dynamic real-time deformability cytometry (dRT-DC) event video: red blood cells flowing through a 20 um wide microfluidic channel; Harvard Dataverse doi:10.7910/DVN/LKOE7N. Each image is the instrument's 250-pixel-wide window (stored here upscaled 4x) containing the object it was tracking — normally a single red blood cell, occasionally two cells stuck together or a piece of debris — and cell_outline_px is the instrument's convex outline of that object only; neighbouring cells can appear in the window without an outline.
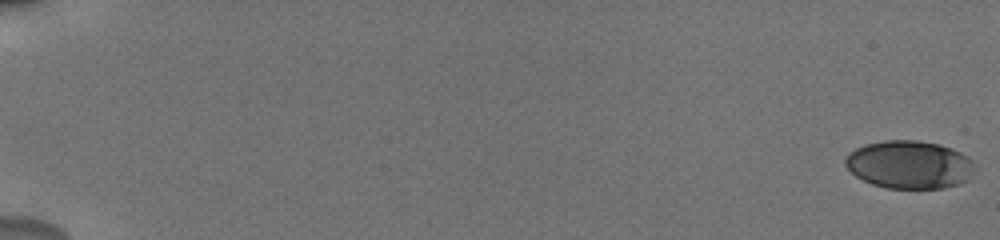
{"species": "human", "species_latin": "Homo sapiens", "temperature_condition": "cold", "stored_images_in_passage": 10, "segment_of_instrument_passage": [1, 2], "camera_frame_rate_fps": 3000, "um_per_image_px": 0.085, "donor": {"sex": "male"}, "frame": {"image": 1, "passage_image": 1, "time_ms": 0.0, "image_size_px": [1000, 240], "cell_outline_px": [[976, 168], [968, 180], [960, 184], [944, 188], [888, 188], [872, 184], [856, 176], [844, 164], [844, 156], [848, 152], [864, 144], [884, 140], [920, 140], [940, 144], [952, 148], [968, 156], [972, 160]], "centroid_in_image_um": [77.31, 13.98], "position_along_channel_um": 7.7, "area_um2": 36.65}}
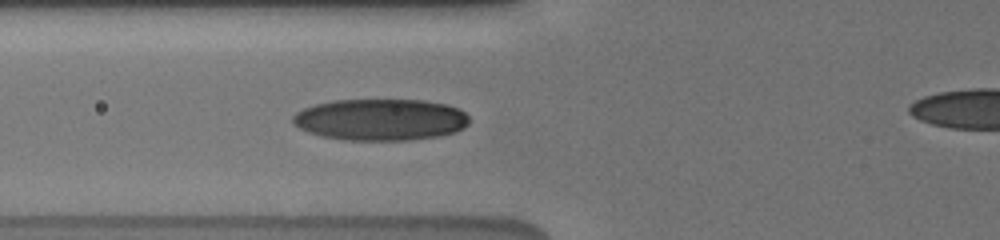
{"frame": {"image": 2, "passage_image": 9, "time_ms": 7.667, "image_size_px": [1000, 240], "cell_outline_px": [[468, 124], [464, 128], [456, 132], [440, 136], [408, 140], [348, 140], [320, 136], [308, 132], [292, 124], [292, 116], [296, 112], [304, 108], [316, 104], [332, 100], [424, 100], [444, 104], [460, 108], [468, 116]], "centroid_in_image_um": [32.34, 10.17], "position_along_channel_um": 93.5, "area_um2": 43.0}}